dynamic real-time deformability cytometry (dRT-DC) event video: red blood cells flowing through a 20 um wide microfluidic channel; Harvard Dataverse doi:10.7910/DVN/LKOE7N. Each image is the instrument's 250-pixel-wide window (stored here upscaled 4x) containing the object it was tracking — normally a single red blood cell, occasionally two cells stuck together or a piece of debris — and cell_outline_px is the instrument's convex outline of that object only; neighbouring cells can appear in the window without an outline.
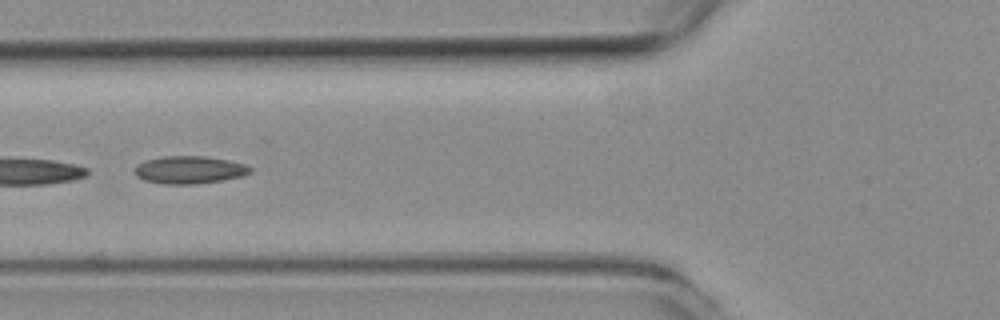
{"species": "common noctule bat (a hibernating species)", "species_latin": "Nyctalus noctula", "temperature_condition": "room temperature", "stored_images_in_passage": 14, "camera_frame_rate_fps": 3000, "um_per_image_px": 0.085, "animal": {"sex": "female", "body_mass_g": 19.3, "forearm_length_mm": 54.1}, "frame": {"image": 1, "passage_image": 12, "time_ms": 3.667, "image_size_px": [1000, 320], "cell_outline_px": [[252, 172], [240, 176], [220, 180], [196, 184], [164, 184], [144, 180], [136, 176], [132, 172], [136, 164], [144, 160], [164, 156], [204, 156], [228, 160], [248, 164], [252, 168]], "centroid_in_image_um": [16.06, 14.43], "position_along_channel_um": 109.7, "area_um2": 18.79}}